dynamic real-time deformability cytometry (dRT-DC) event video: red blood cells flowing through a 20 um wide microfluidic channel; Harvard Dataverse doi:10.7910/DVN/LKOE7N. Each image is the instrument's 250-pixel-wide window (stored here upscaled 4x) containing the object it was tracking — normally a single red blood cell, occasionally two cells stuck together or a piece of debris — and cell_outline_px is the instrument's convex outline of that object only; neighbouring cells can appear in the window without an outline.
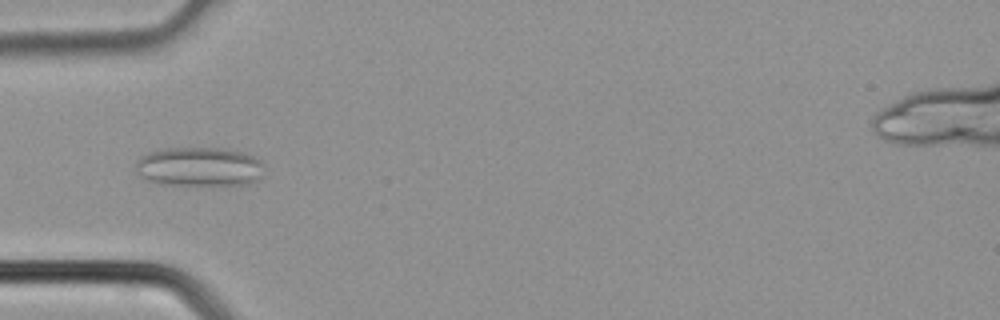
{"species": "common noctule bat (a hibernating species)", "species_latin": "Nyctalus noctula", "temperature_condition": "cold", "stored_images_in_passage": 38, "camera_frame_rate_fps": 3000, "um_per_image_px": 0.085, "animal": {"sex": "male", "body_mass_g": 21.5, "forearm_length_mm": 52.0}, "frame": {"image": 1, "passage_image": 12, "time_ms": 3.667, "image_size_px": [1000, 320], "cell_outline_px": [[264, 164], [260, 176], [256, 180], [248, 184], [160, 184], [144, 180], [136, 176], [136, 160], [140, 156], [148, 152], [164, 148], [216, 148], [240, 152], [252, 156], [260, 160]], "centroid_in_image_um": [16.84, 14.17], "position_along_channel_um": 68.2, "area_um2": 29.3}}
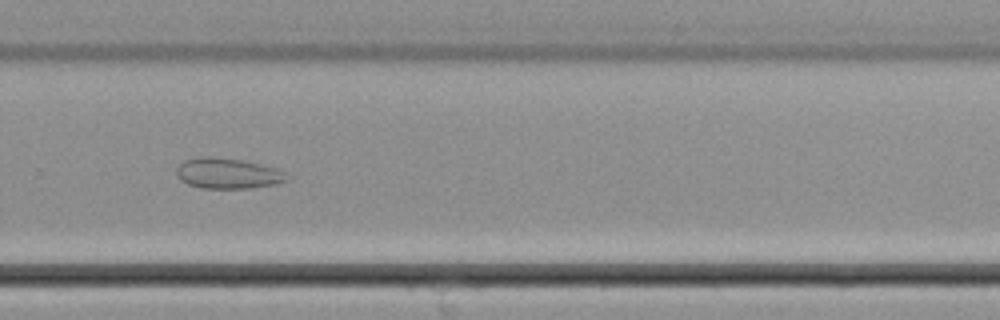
{"frame": {"image": 2, "passage_image": 26, "time_ms": 8.333, "image_size_px": [1000, 320], "cell_outline_px": [[292, 176], [288, 180], [276, 184], [252, 188], [204, 188], [188, 184], [180, 180], [176, 172], [176, 168], [184, 160], [204, 156], [212, 156], [244, 160], [276, 168]], "centroid_in_image_um": [19.39, 14.73], "position_along_channel_um": 310.4, "area_um2": 19.83}}
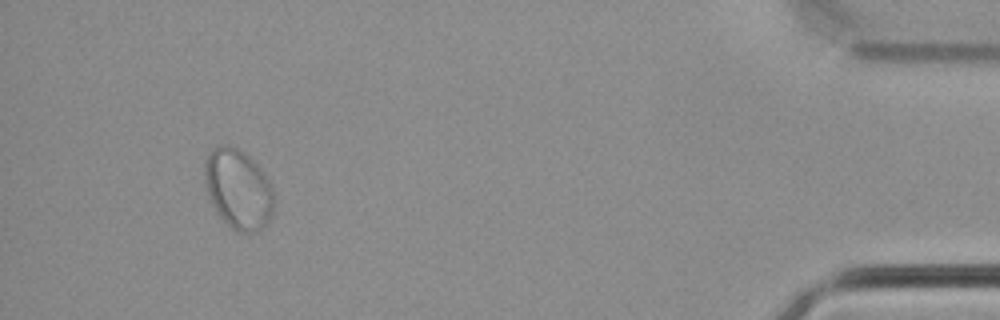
{"frame": {"image": 3, "passage_image": 36, "time_ms": 11.667, "image_size_px": [1000, 320], "cell_outline_px": [[276, 200], [272, 216], [264, 228], [256, 232], [236, 232], [220, 216], [212, 204], [208, 192], [204, 172], [204, 160], [208, 152], [212, 148], [224, 144], [228, 144], [240, 148], [264, 172], [272, 188]], "centroid_in_image_um": [20.28, 16.06], "position_along_channel_um": 414.9, "area_um2": 32.6}}